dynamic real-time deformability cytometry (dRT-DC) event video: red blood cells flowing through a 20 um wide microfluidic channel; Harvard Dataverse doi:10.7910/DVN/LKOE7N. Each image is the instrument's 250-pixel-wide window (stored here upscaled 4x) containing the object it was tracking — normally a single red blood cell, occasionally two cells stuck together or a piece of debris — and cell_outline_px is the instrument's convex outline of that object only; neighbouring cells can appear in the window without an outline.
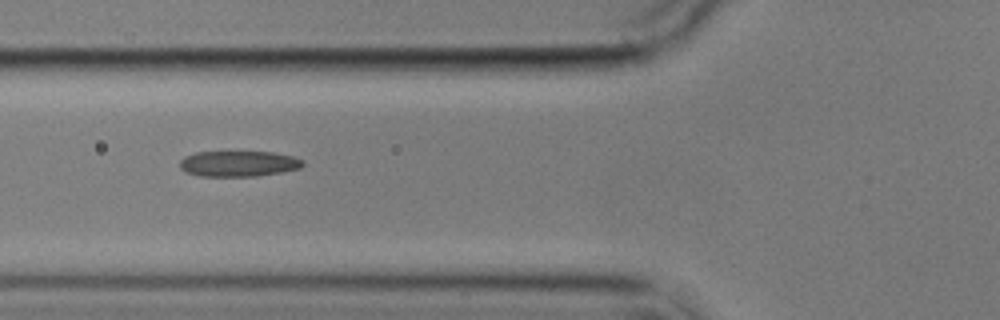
{"species": "common noctule bat (a hibernating species)", "species_latin": "Nyctalus noctula", "temperature_condition": "cold", "stored_images_in_passage": 4, "camera_frame_rate_fps": 3000, "um_per_image_px": 0.085, "animal": {"sex": "male", "body_mass_g": 17.9}, "frame": {"image": 1, "passage_image": 2, "time_ms": 1.0, "image_size_px": [1000, 320], "cell_outline_px": [[304, 164], [300, 168], [280, 172], [256, 176], [200, 176], [184, 172], [180, 168], [180, 160], [184, 156], [196, 152], [272, 152], [292, 156], [304, 160]], "centroid_in_image_um": [20.25, 13.91], "position_along_channel_um": 105.6, "area_um2": 18.44}}
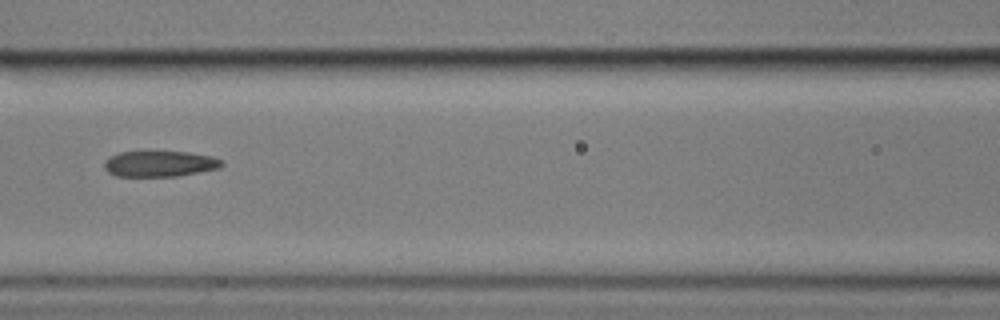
{"frame": {"image": 2, "passage_image": 3, "time_ms": 2.333, "image_size_px": [1000, 320], "cell_outline_px": [[224, 164], [220, 168], [176, 176], [116, 176], [108, 172], [104, 168], [104, 160], [120, 152], [188, 152], [212, 156], [220, 160]], "centroid_in_image_um": [13.57, 13.92], "position_along_channel_um": 153.0, "area_um2": 17.51}}